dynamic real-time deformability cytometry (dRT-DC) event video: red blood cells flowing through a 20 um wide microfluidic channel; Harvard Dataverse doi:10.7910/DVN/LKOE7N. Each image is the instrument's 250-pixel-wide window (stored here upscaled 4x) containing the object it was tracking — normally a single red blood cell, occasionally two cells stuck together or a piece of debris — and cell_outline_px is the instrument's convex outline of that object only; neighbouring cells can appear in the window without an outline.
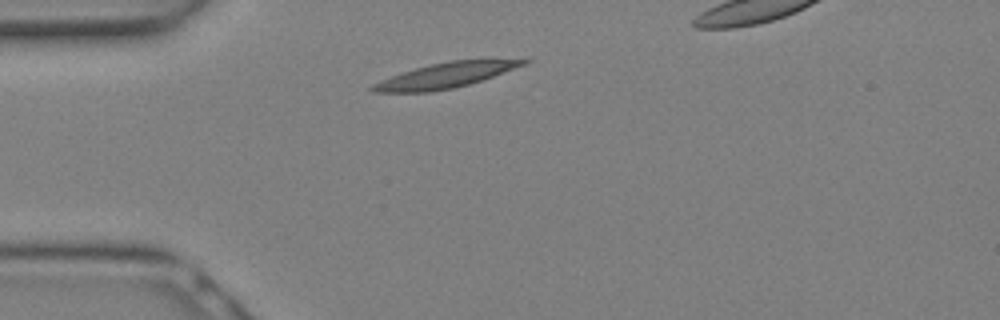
{"species": "Egyptian fruit bat (a non-hibernating species)", "species_latin": "Rousettus aegyptiacus", "temperature_condition": "warm", "stored_images_in_passage": 9, "camera_frame_rate_fps": 3000, "um_per_image_px": 0.085, "animal": {"sex": "female"}, "frame": {"image": 1, "passage_image": 1, "time_ms": 0.0, "image_size_px": [1000, 320], "cell_outline_px": [[532, 60], [524, 64], [492, 76], [468, 84], [452, 88], [428, 92], [372, 92], [368, 88], [372, 84], [392, 76], [416, 68], [448, 60]], "centroid_in_image_um": [37.75, 6.42], "position_along_channel_um": 47.3, "area_um2": 21.27}}
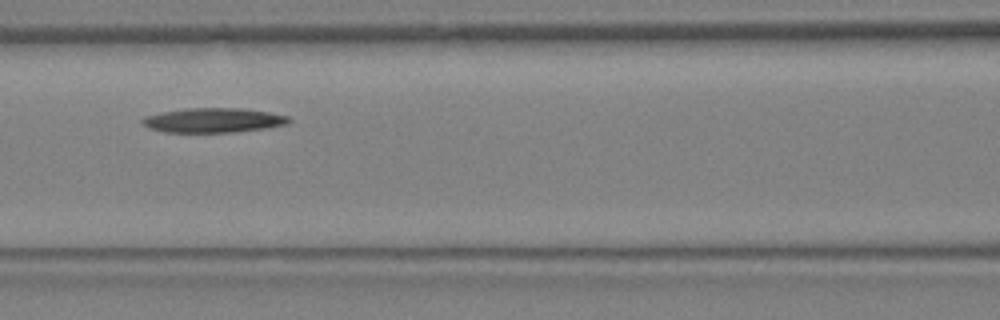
{"frame": {"image": 2, "passage_image": 6, "time_ms": 1.667, "image_size_px": [1000, 320], "cell_outline_px": [[292, 120], [288, 124], [268, 128], [232, 132], [164, 132], [148, 128], [140, 124], [140, 120], [144, 116], [160, 112], [188, 108], [240, 108], [268, 112], [288, 116]], "centroid_in_image_um": [18.1, 10.22], "position_along_channel_um": 148.5, "area_um2": 21.15}}
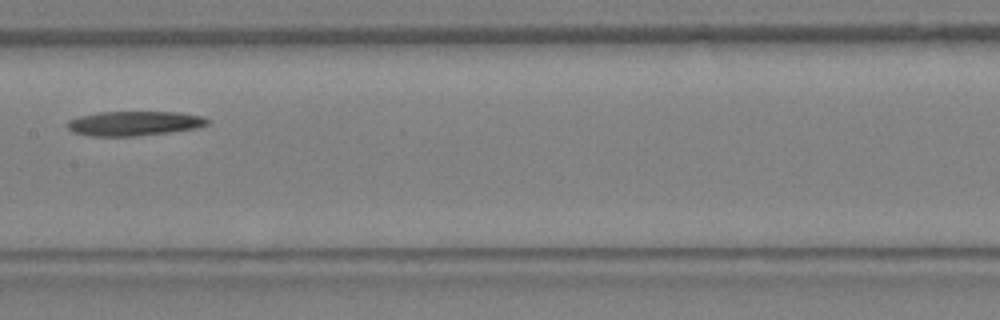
{"frame": {"image": 3, "passage_image": 8, "time_ms": 2.333, "image_size_px": [1000, 320], "cell_outline_px": [[208, 124], [196, 128], [168, 132], [136, 136], [92, 136], [72, 132], [68, 128], [68, 120], [80, 116], [100, 112], [180, 112], [204, 116], [208, 120]], "centroid_in_image_um": [11.41, 10.48], "position_along_channel_um": 196.0, "area_um2": 19.94}}